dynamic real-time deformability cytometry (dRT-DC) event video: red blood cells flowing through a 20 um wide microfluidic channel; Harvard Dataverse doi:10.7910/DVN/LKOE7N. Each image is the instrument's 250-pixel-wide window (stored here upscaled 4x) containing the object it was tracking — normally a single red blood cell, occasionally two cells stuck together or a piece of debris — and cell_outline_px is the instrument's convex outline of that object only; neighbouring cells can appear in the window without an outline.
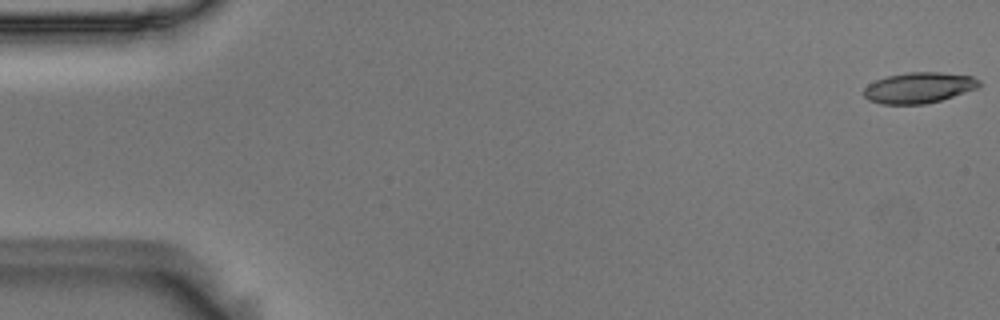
{"species": "Egyptian fruit bat (a non-hibernating species)", "species_latin": "Rousettus aegyptiacus", "temperature_condition": "room temperature", "stored_images_in_passage": 4, "camera_frame_rate_fps": 3000, "um_per_image_px": 0.085, "animal": {"sex": "male"}, "frame": {"image": 1, "passage_image": 1, "time_ms": 0.0, "image_size_px": [1000, 320], "cell_outline_px": [[984, 84], [980, 88], [940, 100], [924, 104], [880, 104], [868, 100], [864, 96], [864, 88], [868, 84], [876, 80], [888, 76], [908, 72], [940, 72], [972, 76], [980, 80]], "centroid_in_image_um": [78.14, 7.45], "position_along_channel_um": 6.9, "area_um2": 20.87}}